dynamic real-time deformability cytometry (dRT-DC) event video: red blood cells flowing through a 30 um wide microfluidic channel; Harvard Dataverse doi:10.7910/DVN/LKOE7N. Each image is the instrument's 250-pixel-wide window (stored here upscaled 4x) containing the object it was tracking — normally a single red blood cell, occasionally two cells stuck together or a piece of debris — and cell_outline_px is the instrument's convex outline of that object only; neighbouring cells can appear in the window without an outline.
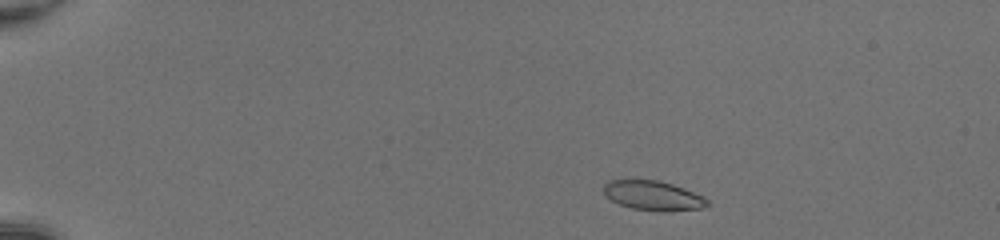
{"species": "common noctule bat (a hibernating species)", "species_latin": "Nyctalus noctula", "temperature_condition": "room temperature", "stored_images_in_passage": 44, "camera_frame_rate_fps": 3000, "um_per_image_px": 0.085, "animal": {"sex": "female", "body_mass_g": 20.0, "forearm_length_mm": 54.0}, "frame": {"image": 1, "passage_image": 3, "time_ms": 0.667, "image_size_px": [1000, 240], "cell_outline_px": [[708, 204], [700, 208], [664, 212], [660, 212], [632, 208], [620, 204], [612, 200], [604, 192], [604, 184], [608, 180], [656, 180], [672, 184], [684, 188], [704, 196], [708, 200]], "centroid_in_image_um": [55.53, 16.63], "position_along_channel_um": 29.5, "area_um2": 17.69}}
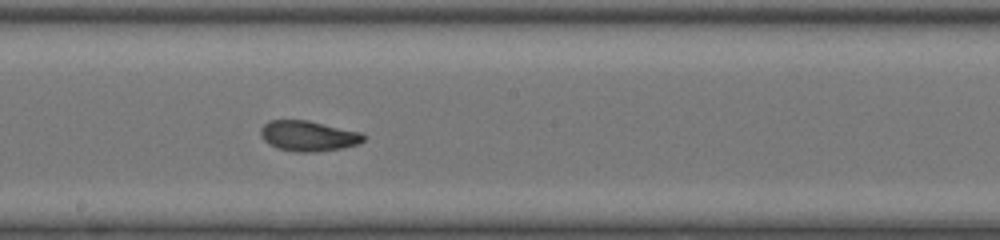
{"frame": {"image": 2, "passage_image": 24, "time_ms": 7.667, "image_size_px": [1000, 240], "cell_outline_px": [[368, 136], [364, 140], [356, 144], [344, 148], [316, 152], [296, 152], [276, 148], [268, 144], [260, 136], [260, 128], [268, 120], [308, 120], [360, 132]], "centroid_in_image_um": [26.18, 11.56], "position_along_channel_um": 222.0, "area_um2": 18.44}}
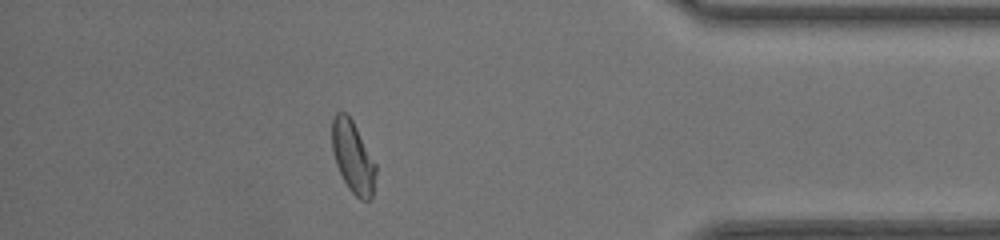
{"frame": {"image": 3, "passage_image": 39, "time_ms": 12.667, "image_size_px": [1000, 240], "cell_outline_px": [[376, 172], [372, 196], [368, 200], [360, 200], [348, 188], [336, 164], [332, 148], [332, 120], [336, 112], [344, 112], [352, 120], [376, 164]], "centroid_in_image_um": [29.99, 13.35], "position_along_channel_um": 405.2, "area_um2": 18.03}, "authors_computed_cell_mechanics": {"area_um2": 18.4093, "velocity_mm_per_s": 4.2198, "shape_relaxation_time_tau1_ms": 6.9477, "shape_relaxation_time_tau2_ms": 1.1319, "deformation_change_tau1": 0.1973, "deformation_change_tau2": 0.0602}}